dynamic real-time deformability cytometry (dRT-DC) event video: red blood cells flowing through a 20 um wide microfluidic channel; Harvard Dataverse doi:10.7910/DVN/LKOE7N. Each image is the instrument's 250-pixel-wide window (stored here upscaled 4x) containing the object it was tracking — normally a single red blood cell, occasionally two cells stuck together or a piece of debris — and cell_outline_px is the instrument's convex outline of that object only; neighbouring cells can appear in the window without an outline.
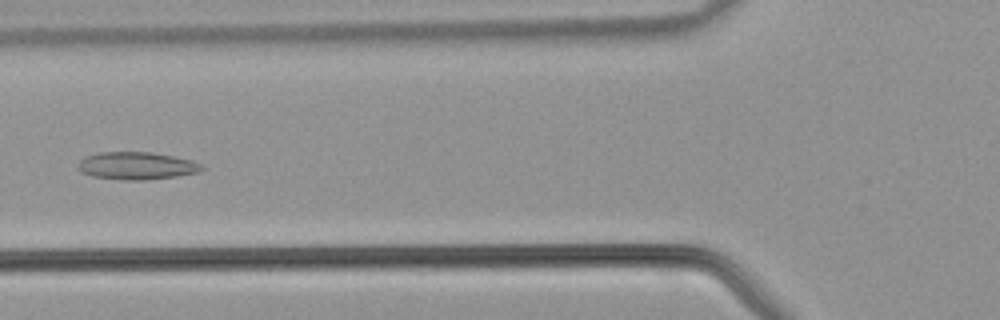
{"species": "common noctule bat (a hibernating species)", "species_latin": "Nyctalus noctula", "temperature_condition": "warm", "stored_images_in_passage": 42, "camera_frame_rate_fps": 3000, "um_per_image_px": 0.085, "animal": {"sex": "male", "body_mass_g": 21.5, "forearm_length_mm": 52.0}, "frame": {"image": 1, "passage_image": 16, "time_ms": 5.0, "image_size_px": [1000, 320], "cell_outline_px": [[204, 168], [200, 172], [176, 176], [144, 180], [124, 180], [92, 176], [80, 172], [76, 168], [76, 164], [80, 160], [88, 156], [100, 152], [152, 152], [192, 160], [200, 164]], "centroid_in_image_um": [11.58, 14.09], "position_along_channel_um": 114.2, "area_um2": 19.88}}
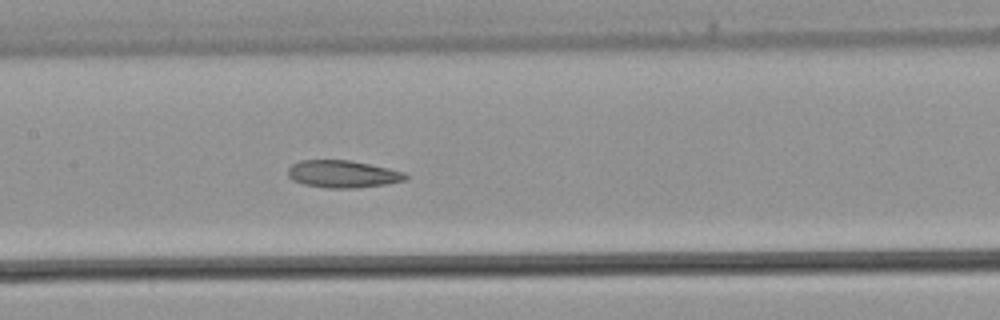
{"frame": {"image": 2, "passage_image": 20, "time_ms": 6.333, "image_size_px": [1000, 320], "cell_outline_px": [[408, 176], [404, 180], [384, 184], [356, 188], [328, 188], [304, 184], [292, 180], [288, 176], [288, 168], [292, 164], [300, 160], [348, 160], [388, 168], [404, 172]], "centroid_in_image_um": [29.09, 14.79], "position_along_channel_um": 178.3, "area_um2": 18.55}}
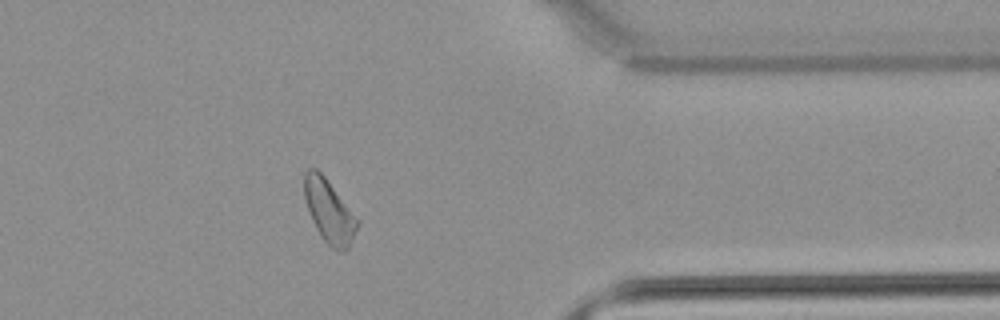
{"frame": {"image": 3, "passage_image": 34, "time_ms": 11.0, "image_size_px": [1000, 320], "cell_outline_px": [[360, 224], [348, 248], [344, 252], [340, 252], [332, 248], [320, 236], [312, 220], [304, 196], [304, 172], [308, 168], [316, 168], [324, 176], [360, 220]], "centroid_in_image_um": [28.0, 17.97], "position_along_channel_um": 383.4, "area_um2": 19.54}}